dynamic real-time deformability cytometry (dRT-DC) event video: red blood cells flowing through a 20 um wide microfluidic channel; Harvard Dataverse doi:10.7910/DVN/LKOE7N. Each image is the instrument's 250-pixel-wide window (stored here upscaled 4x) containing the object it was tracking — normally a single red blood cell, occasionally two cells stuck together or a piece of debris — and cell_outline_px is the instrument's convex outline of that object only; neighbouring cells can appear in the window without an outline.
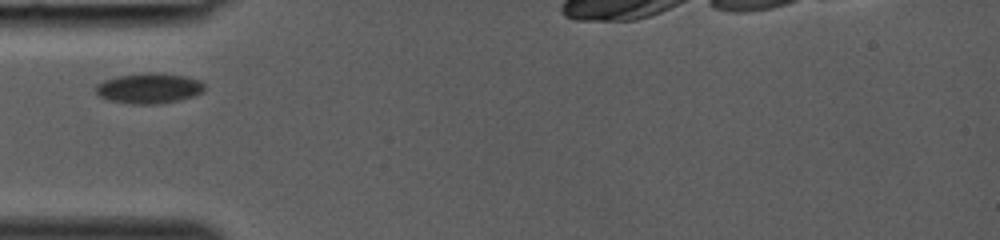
{"species": "common noctule bat (a hibernating species)", "species_latin": "Nyctalus noctula", "temperature_condition": "room temperature", "stored_images_in_passage": 24, "camera_frame_rate_fps": 3000, "um_per_image_px": 0.085, "animal": {"sex": "female", "body_mass_g": 19.0, "forearm_length_mm": 53.3}, "frame": {"image": 1, "passage_image": 1, "time_ms": 0.0, "image_size_px": [1000, 240], "cell_outline_px": [[204, 92], [192, 96], [176, 100], [156, 104], [132, 104], [108, 100], [100, 96], [96, 92], [96, 84], [104, 80], [116, 76], [144, 72], [156, 72], [184, 76], [200, 80], [204, 84]], "centroid_in_image_um": [12.65, 7.49], "position_along_channel_um": 72.4, "area_um2": 19.25}}
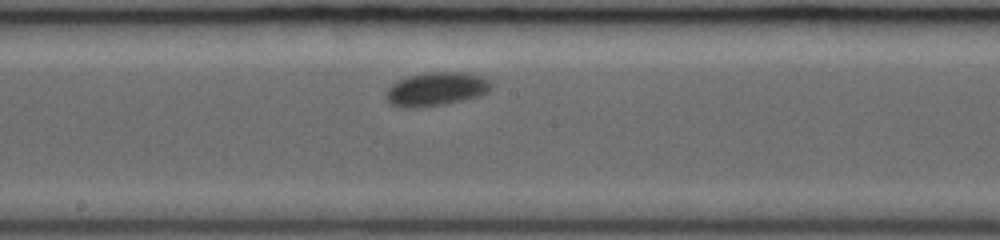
{"frame": {"image": 2, "passage_image": 10, "time_ms": 3.0, "image_size_px": [1000, 240], "cell_outline_px": [[488, 92], [480, 96], [444, 104], [420, 108], [400, 108], [388, 104], [384, 100], [384, 96], [388, 88], [392, 84], [408, 76], [428, 72], [464, 72], [480, 76], [488, 80]], "centroid_in_image_um": [36.98, 7.6], "position_along_channel_um": 211.2, "area_um2": 20.69}}
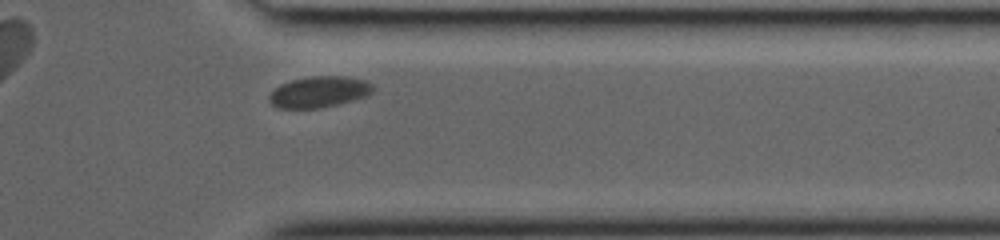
{"frame": {"image": 3, "passage_image": 21, "time_ms": 6.667, "image_size_px": [1000, 240], "cell_outline_px": [[372, 92], [368, 96], [320, 108], [276, 108], [268, 100], [268, 96], [280, 84], [292, 80], [312, 76], [344, 76], [364, 80], [372, 84]], "centroid_in_image_um": [27.1, 7.81], "position_along_channel_um": 384.3, "area_um2": 18.67}}